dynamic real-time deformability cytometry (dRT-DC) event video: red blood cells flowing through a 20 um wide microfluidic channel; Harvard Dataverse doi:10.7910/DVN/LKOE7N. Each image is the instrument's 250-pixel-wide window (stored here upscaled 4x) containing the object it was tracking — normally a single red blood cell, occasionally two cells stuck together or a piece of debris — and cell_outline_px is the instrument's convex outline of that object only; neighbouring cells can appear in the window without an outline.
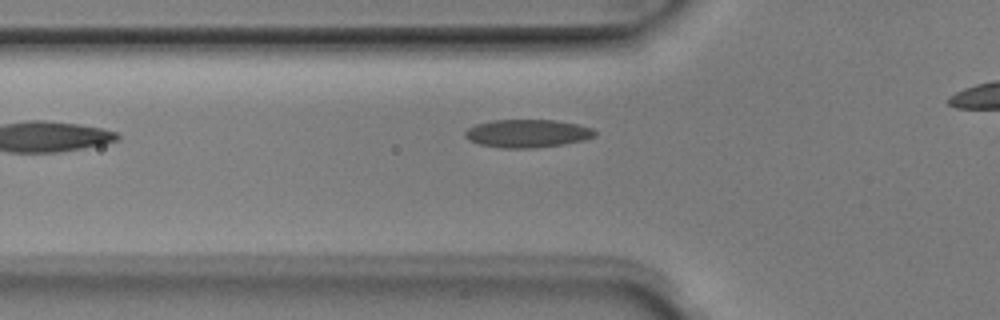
{"species": "Egyptian fruit bat (a non-hibernating species)", "species_latin": "Rousettus aegyptiacus", "temperature_condition": "room temperature", "stored_images_in_passage": 3, "camera_frame_rate_fps": 3000, "um_per_image_px": 0.085, "animal": {"sex": "male"}, "frame": {"image": 1, "passage_image": 2, "time_ms": 0.333, "image_size_px": [1000, 320], "cell_outline_px": [[596, 136], [584, 140], [564, 144], [532, 148], [500, 148], [480, 144], [468, 140], [464, 136], [464, 132], [468, 128], [476, 124], [492, 120], [556, 120], [576, 124], [592, 128], [596, 132]], "centroid_in_image_um": [44.81, 11.34], "position_along_channel_um": 81.0, "area_um2": 21.27}}